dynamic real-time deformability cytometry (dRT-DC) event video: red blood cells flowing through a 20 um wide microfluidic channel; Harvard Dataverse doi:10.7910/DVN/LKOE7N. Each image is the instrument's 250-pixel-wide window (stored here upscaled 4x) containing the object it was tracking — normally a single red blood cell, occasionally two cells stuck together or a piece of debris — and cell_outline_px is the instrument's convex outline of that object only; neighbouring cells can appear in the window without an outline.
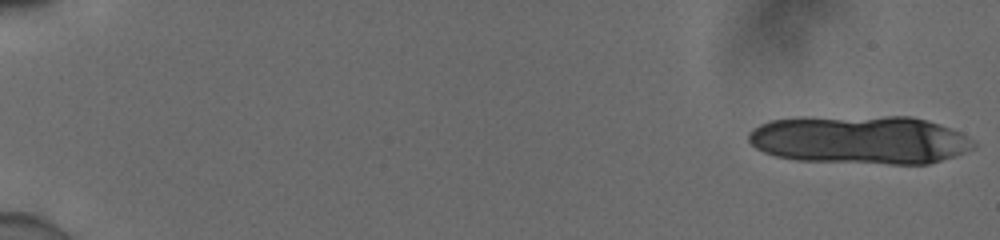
{"species": "human", "species_latin": "Homo sapiens", "temperature_condition": "cold", "stored_images_in_passage": 11, "camera_frame_rate_fps": 3000, "um_per_image_px": 0.085, "donor": {"sex": "male"}, "frame": {"image": 1, "passage_image": 1, "time_ms": 0.0, "image_size_px": [1000, 240], "cell_outline_px": [[976, 148], [956, 156], [928, 164], [888, 164], [796, 160], [776, 156], [764, 152], [756, 148], [748, 140], [748, 132], [752, 128], [768, 120], [796, 116], [912, 116], [928, 120], [960, 132], [972, 140], [976, 144]], "centroid_in_image_um": [73.08, 11.86], "position_along_channel_um": 11.9, "area_um2": 64.74}}